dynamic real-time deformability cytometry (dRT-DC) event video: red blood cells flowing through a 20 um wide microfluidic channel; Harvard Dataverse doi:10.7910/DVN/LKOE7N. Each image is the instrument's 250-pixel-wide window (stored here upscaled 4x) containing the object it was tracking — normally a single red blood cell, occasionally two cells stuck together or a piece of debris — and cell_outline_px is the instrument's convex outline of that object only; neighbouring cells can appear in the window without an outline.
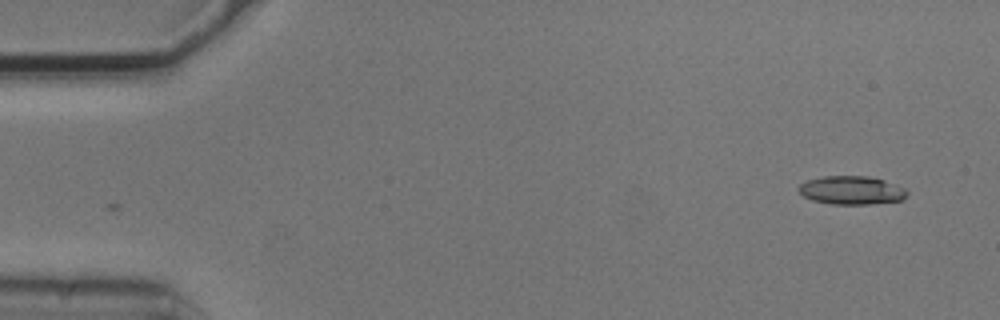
{"species": "common noctule bat (a hibernating species)", "species_latin": "Nyctalus noctula", "temperature_condition": "cold", "stored_images_in_passage": 3, "camera_frame_rate_fps": 3000, "um_per_image_px": 0.085, "animal": {"sex": "male", "body_mass_g": 20.5, "forearm_length_mm": 52.5}, "frame": {"image": 1, "passage_image": 3, "time_ms": 0.667, "image_size_px": [1000, 320], "cell_outline_px": [[908, 196], [904, 200], [868, 204], [832, 204], [812, 200], [804, 196], [796, 188], [800, 184], [808, 180], [824, 176], [868, 176], [884, 180], [904, 188], [908, 192]], "centroid_in_image_um": [72.39, 16.17], "position_along_channel_um": 12.6, "area_um2": 17.98}}